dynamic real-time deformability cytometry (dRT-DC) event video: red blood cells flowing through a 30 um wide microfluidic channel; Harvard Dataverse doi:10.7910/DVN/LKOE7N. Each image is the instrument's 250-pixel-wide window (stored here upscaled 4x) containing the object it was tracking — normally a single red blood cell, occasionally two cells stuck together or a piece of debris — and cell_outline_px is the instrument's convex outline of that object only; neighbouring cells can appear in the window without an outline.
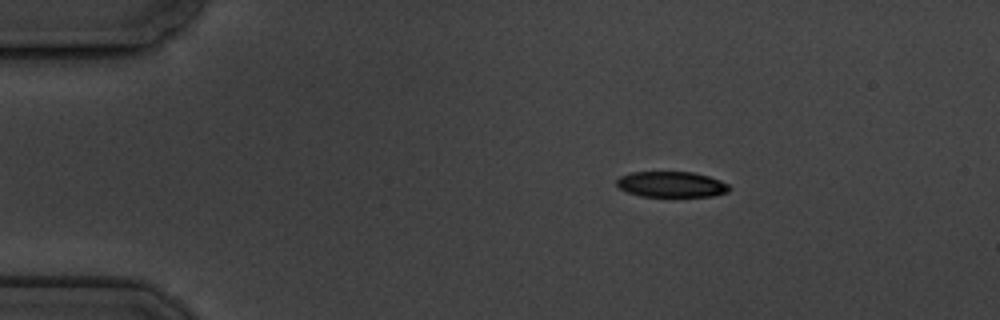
{"species": "common noctule bat (a hibernating species)", "species_latin": "Nyctalus noctula", "temperature_condition": "cold", "stored_images_in_passage": 3, "camera_frame_rate_fps": 3000, "um_per_image_px": 0.085, "animal": {"sex": "male", "body_mass_g": 19.5, "forearm_length_mm": 54.6}, "frame": {"image": 1, "passage_image": 1, "time_ms": 0.0, "image_size_px": [1000, 320], "cell_outline_px": [[732, 188], [728, 192], [712, 196], [640, 196], [628, 192], [620, 188], [616, 184], [616, 180], [620, 176], [632, 172], [692, 172], [708, 176], [720, 180], [728, 184]], "centroid_in_image_um": [57.08, 15.67], "position_along_channel_um": 27.9, "area_um2": 16.82}}